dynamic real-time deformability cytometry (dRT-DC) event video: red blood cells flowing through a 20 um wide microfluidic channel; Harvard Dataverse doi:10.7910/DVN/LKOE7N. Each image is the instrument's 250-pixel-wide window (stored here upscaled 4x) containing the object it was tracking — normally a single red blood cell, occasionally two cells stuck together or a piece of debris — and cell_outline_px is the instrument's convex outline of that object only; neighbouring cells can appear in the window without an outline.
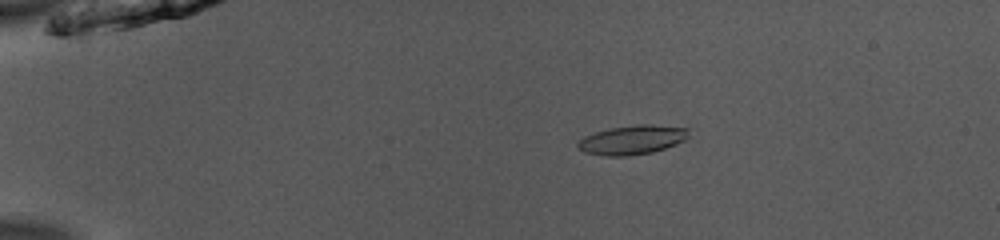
{"species": "common noctule bat (a hibernating species)", "species_latin": "Nyctalus noctula", "temperature_condition": "room temperature", "stored_images_in_passage": 52, "camera_frame_rate_fps": 3000, "um_per_image_px": 0.085, "animal": {"sex": "male", "body_mass_g": 13.0, "forearm_length_mm": 53.1}, "frame": {"image": 1, "passage_image": 11, "time_ms": 3.333, "image_size_px": [1000, 240], "cell_outline_px": [[688, 136], [684, 140], [676, 144], [652, 152], [628, 156], [604, 156], [584, 152], [576, 148], [576, 144], [584, 136], [596, 132], [612, 128], [636, 124], [652, 124], [688, 128]], "centroid_in_image_um": [53.71, 11.89], "position_along_channel_um": 31.3, "area_um2": 18.84}}
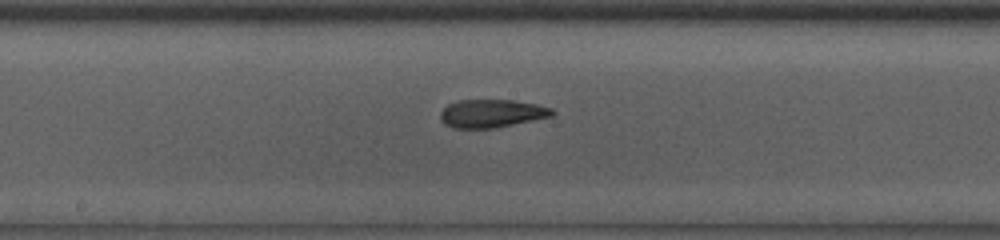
{"frame": {"image": 2, "passage_image": 29, "time_ms": 9.333, "image_size_px": [1000, 240], "cell_outline_px": [[556, 112], [552, 116], [496, 128], [452, 128], [444, 124], [440, 120], [440, 112], [448, 104], [460, 100], [512, 100], [536, 104], [552, 108]], "centroid_in_image_um": [41.78, 9.65], "position_along_channel_um": 206.4, "area_um2": 18.38}}
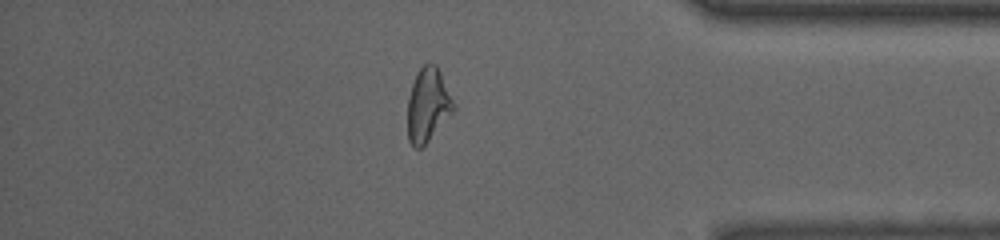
{"frame": {"image": 3, "passage_image": 45, "time_ms": 14.667, "image_size_px": [1000, 240], "cell_outline_px": [[456, 108], [428, 140], [420, 148], [412, 148], [408, 140], [408, 96], [416, 72], [428, 60], [436, 64], [456, 104]], "centroid_in_image_um": [36.36, 8.88], "position_along_channel_um": 398.8, "area_um2": 19.83}, "authors_computed_cell_mechanics": {"area_um2": 19.0451, "velocity_mm_per_s": 3.9648, "shape_relaxation_time_tau1_ms": null, "shape_relaxation_time_tau2_ms": 2.2739, "deformation_change_tau1": null, "deformation_change_tau2": 0.056}}